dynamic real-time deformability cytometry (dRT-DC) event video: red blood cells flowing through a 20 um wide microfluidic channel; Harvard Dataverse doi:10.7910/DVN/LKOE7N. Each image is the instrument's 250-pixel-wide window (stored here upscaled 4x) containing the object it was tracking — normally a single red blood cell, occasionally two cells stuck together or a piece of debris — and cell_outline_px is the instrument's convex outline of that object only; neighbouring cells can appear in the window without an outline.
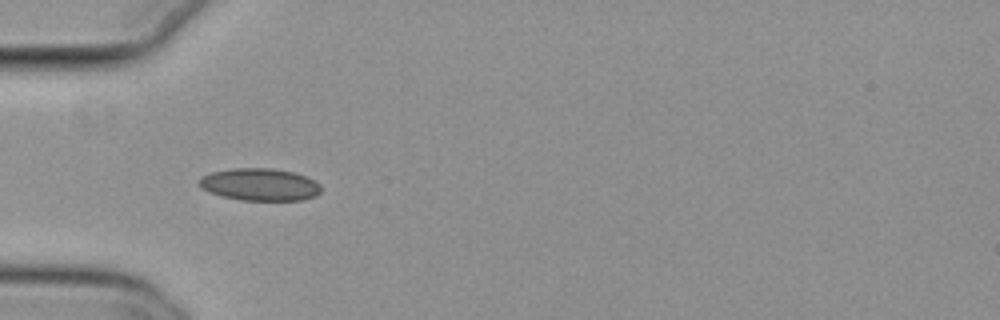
{"species": "common noctule bat (a hibernating species)", "species_latin": "Nyctalus noctula", "temperature_condition": "cold", "stored_images_in_passage": 39, "camera_frame_rate_fps": 3000, "um_per_image_px": 0.085, "animal": {"sex": "female", "body_mass_g": 29.2, "forearm_length_mm": 56.3}, "frame": {"image": 1, "passage_image": 2, "time_ms": 0.333, "image_size_px": [1000, 320], "cell_outline_px": [[320, 192], [316, 196], [304, 200], [240, 200], [208, 192], [200, 188], [200, 176], [212, 172], [232, 168], [272, 168], [292, 172], [304, 176], [320, 184]], "centroid_in_image_um": [22.07, 15.68], "position_along_channel_um": 62.9, "area_um2": 22.89}}
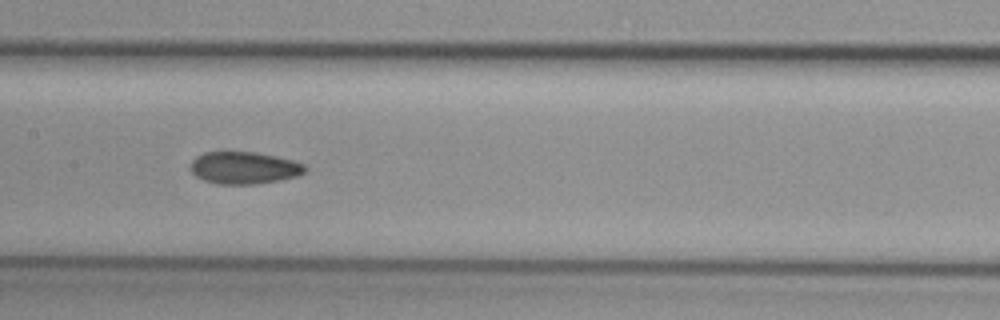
{"frame": {"image": 2, "passage_image": 12, "time_ms": 3.667, "image_size_px": [1000, 320], "cell_outline_px": [[308, 168], [304, 172], [296, 176], [280, 180], [256, 184], [216, 184], [204, 180], [196, 176], [192, 172], [192, 160], [196, 156], [204, 152], [256, 152], [276, 156], [292, 160], [304, 164]], "centroid_in_image_um": [20.76, 14.26], "position_along_channel_um": 186.6, "area_um2": 21.44}}
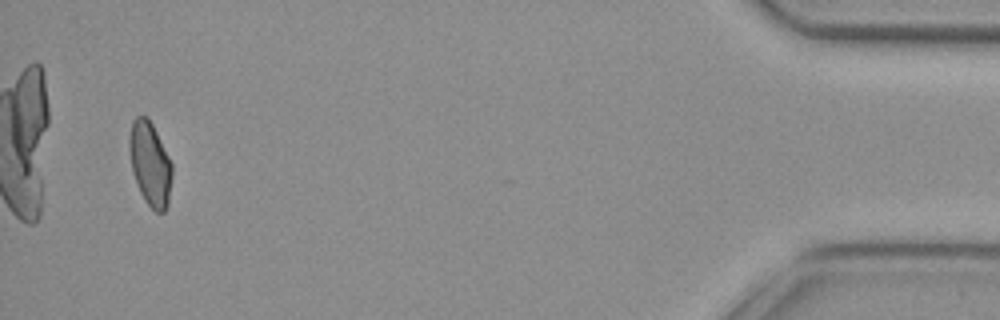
{"frame": {"image": 3, "passage_image": 37, "time_ms": 12.0, "image_size_px": [1000, 320], "cell_outline_px": [[172, 176], [168, 204], [164, 212], [156, 212], [144, 200], [140, 192], [132, 172], [128, 144], [128, 140], [132, 120], [136, 116], [148, 116], [172, 164]], "centroid_in_image_um": [12.74, 13.92], "position_along_channel_um": 422.5, "area_um2": 20.87}, "authors_computed_cell_mechanics": {"area_um2": 21.675, "velocity_mm_per_s": 3.7902, "shape_relaxation_time_tau1_ms": null, "shape_relaxation_time_tau2_ms": 2.3915, "deformation_change_tau1": null, "deformation_change_tau2": 0.067}}